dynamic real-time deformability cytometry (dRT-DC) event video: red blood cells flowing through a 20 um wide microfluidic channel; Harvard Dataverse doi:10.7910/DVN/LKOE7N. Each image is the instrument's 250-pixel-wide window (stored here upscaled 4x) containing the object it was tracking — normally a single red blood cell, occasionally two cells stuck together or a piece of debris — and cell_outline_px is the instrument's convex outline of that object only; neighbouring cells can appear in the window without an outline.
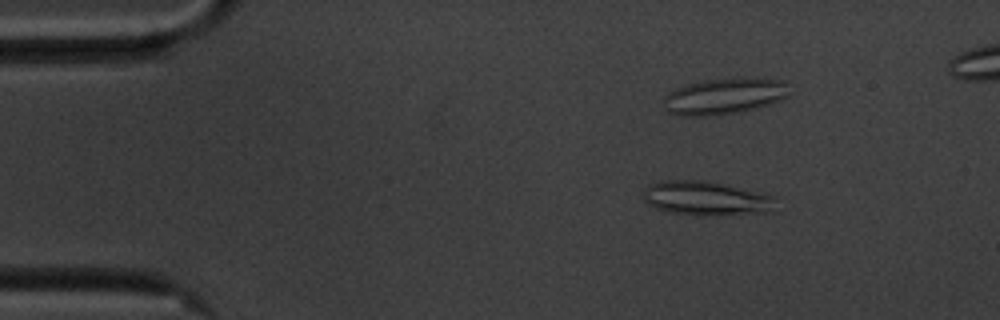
{"species": "common noctule bat (a hibernating species)", "species_latin": "Nyctalus noctula", "temperature_condition": "cold", "stored_images_in_passage": 55, "camera_frame_rate_fps": 3000, "um_per_image_px": 0.085, "animal": {"sex": "male", "body_mass_g": 20.1, "forearm_length_mm": 53.5}, "frame": {"image": 1, "passage_image": 8, "time_ms": 2.333, "image_size_px": [1000, 320], "cell_outline_px": [[776, 212], [708, 216], [704, 216], [672, 212], [656, 208], [648, 204], [644, 200], [644, 188], [648, 184], [664, 180], [704, 180], [724, 184], [776, 196]], "centroid_in_image_um": [60.08, 16.87], "position_along_channel_um": 24.9, "area_um2": 26.76}}